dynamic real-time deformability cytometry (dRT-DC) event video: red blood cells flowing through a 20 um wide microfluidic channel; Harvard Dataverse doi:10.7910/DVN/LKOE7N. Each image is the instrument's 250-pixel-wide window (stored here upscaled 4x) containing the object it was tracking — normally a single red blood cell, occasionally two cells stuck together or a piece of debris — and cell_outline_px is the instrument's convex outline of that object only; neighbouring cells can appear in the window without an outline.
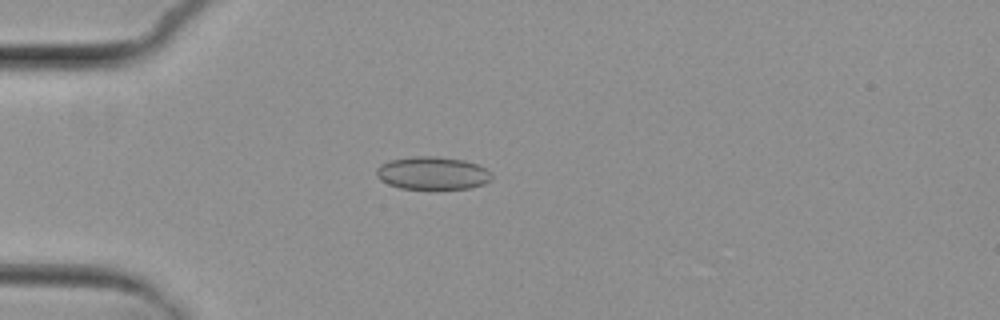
{"species": "common noctule bat (a hibernating species)", "species_latin": "Nyctalus noctula", "temperature_condition": "cold", "stored_images_in_passage": 4, "camera_frame_rate_fps": 3000, "um_per_image_px": 0.085, "animal": {"sex": "female", "body_mass_g": 29.2, "forearm_length_mm": 56.3}, "frame": {"image": 1, "passage_image": 1, "time_ms": 0.0, "image_size_px": [1000, 320], "cell_outline_px": [[492, 180], [484, 184], [468, 188], [436, 192], [400, 188], [388, 184], [380, 180], [376, 176], [376, 168], [380, 164], [388, 160], [412, 156], [436, 156], [464, 160], [476, 164], [484, 168], [492, 176]], "centroid_in_image_um": [36.72, 14.76], "position_along_channel_um": 48.3, "area_um2": 23.0}}
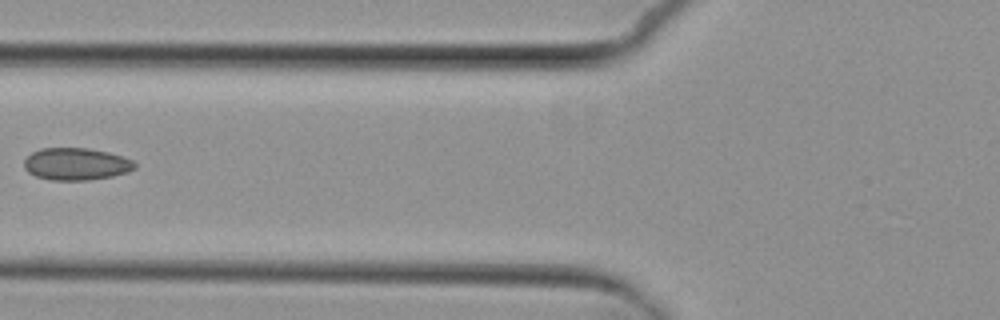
{"frame": {"image": 2, "passage_image": 3, "time_ms": 2.333, "image_size_px": [1000, 320], "cell_outline_px": [[136, 168], [128, 172], [112, 176], [88, 180], [52, 180], [36, 176], [28, 172], [24, 168], [24, 160], [32, 152], [40, 148], [88, 148], [108, 152], [132, 160], [136, 164]], "centroid_in_image_um": [6.46, 13.94], "position_along_channel_um": 119.3, "area_um2": 20.75}}
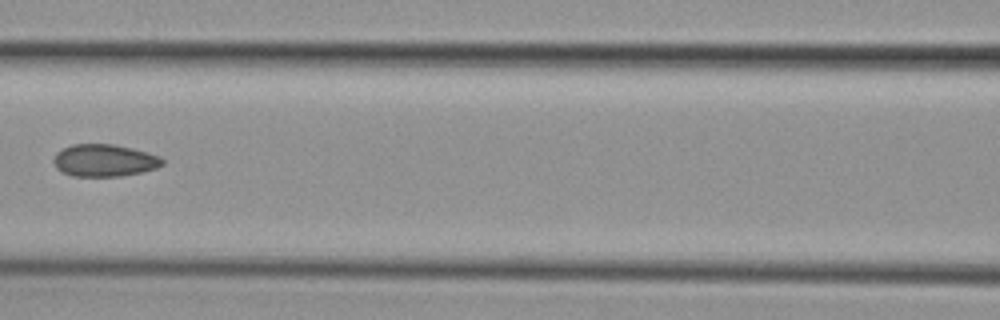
{"frame": {"image": 3, "passage_image": 4, "time_ms": 3.333, "image_size_px": [1000, 320], "cell_outline_px": [[164, 164], [156, 168], [140, 172], [120, 176], [72, 176], [60, 172], [56, 168], [52, 160], [56, 152], [72, 144], [112, 144], [132, 148], [148, 152], [160, 156], [164, 160]], "centroid_in_image_um": [8.85, 13.63], "position_along_channel_um": 157.8, "area_um2": 20.58}}